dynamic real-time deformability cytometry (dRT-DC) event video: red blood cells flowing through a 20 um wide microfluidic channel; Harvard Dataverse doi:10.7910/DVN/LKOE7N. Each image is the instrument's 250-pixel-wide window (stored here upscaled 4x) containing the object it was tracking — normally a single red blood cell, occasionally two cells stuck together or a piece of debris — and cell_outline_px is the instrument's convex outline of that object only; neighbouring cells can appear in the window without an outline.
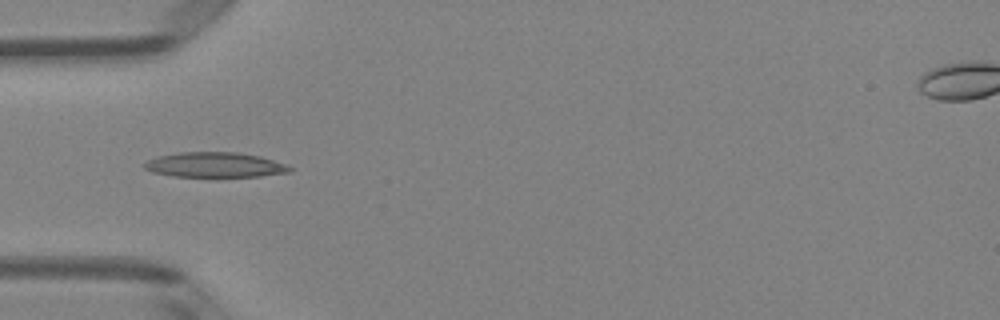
{"species": "Egyptian fruit bat (a non-hibernating species)", "species_latin": "Rousettus aegyptiacus", "temperature_condition": "room temperature", "stored_images_in_passage": 5, "camera_frame_rate_fps": 3000, "um_per_image_px": 0.085, "animal": {"sex": "female"}, "frame": {"image": 1, "passage_image": 5, "time_ms": 1.333, "image_size_px": [1000, 320], "cell_outline_px": [[292, 172], [260, 176], [172, 176], [152, 172], [144, 168], [140, 164], [156, 156], [180, 152], [240, 152], [260, 156], [288, 164], [292, 168]], "centroid_in_image_um": [18.26, 14.0], "position_along_channel_um": 66.7, "area_um2": 21.39}}